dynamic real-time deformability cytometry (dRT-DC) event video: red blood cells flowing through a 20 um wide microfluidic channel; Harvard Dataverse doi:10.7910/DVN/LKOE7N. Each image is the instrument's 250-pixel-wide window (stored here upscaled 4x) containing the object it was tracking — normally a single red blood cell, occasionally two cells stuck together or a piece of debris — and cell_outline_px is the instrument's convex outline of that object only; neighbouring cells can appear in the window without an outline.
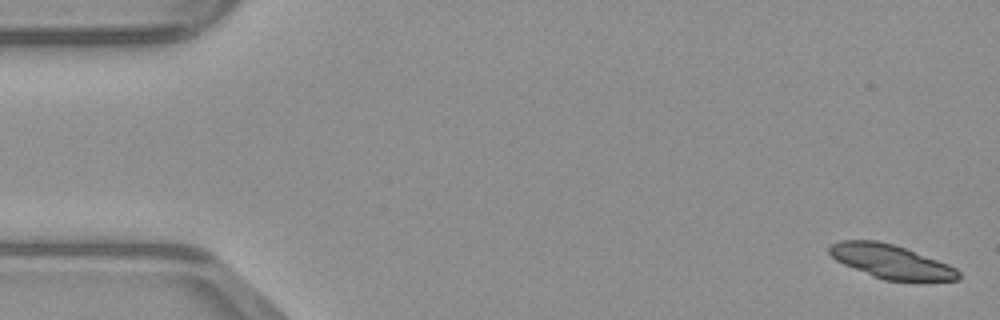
{"species": "common noctule bat (a hibernating species)", "species_latin": "Nyctalus noctula", "temperature_condition": "warm", "stored_images_in_passage": 49, "segment_of_instrument_passage": [1, 2], "camera_frame_rate_fps": 3000, "um_per_image_px": 0.085, "animal": {"sex": "male", "body_mass_g": 23.1, "forearm_length_mm": 52.7}, "frame": {"image": 1, "passage_image": 1, "time_ms": 0.0, "image_size_px": [1000, 320], "cell_outline_px": [[960, 280], [884, 280], [872, 276], [844, 264], [836, 260], [828, 252], [828, 248], [832, 244], [840, 240], [876, 240], [892, 244], [904, 248], [948, 264], [956, 268], [960, 272]], "centroid_in_image_um": [75.71, 22.22], "position_along_channel_um": 9.3, "area_um2": 25.03}}